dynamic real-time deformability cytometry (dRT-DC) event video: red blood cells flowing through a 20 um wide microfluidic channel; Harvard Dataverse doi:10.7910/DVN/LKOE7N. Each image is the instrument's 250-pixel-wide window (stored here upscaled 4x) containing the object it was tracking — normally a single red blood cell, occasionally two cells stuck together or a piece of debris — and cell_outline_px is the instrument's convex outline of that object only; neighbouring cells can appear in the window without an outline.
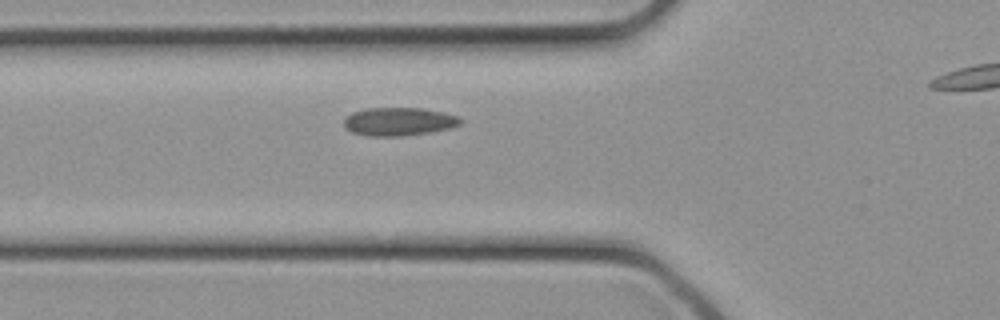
{"species": "common noctule bat (a hibernating species)", "species_latin": "Nyctalus noctula", "temperature_condition": "cold", "stored_images_in_passage": 17, "camera_frame_rate_fps": 3000, "um_per_image_px": 0.085, "animal": {"sex": "female", "body_mass_g": 21.9}, "frame": {"image": 1, "passage_image": 2, "time_ms": 0.333, "image_size_px": [1000, 320], "cell_outline_px": [[464, 120], [460, 124], [452, 128], [404, 136], [368, 136], [352, 132], [344, 128], [344, 120], [352, 112], [364, 108], [420, 108], [444, 112], [456, 116]], "centroid_in_image_um": [33.89, 10.33], "position_along_channel_um": 91.9, "area_um2": 19.25}}
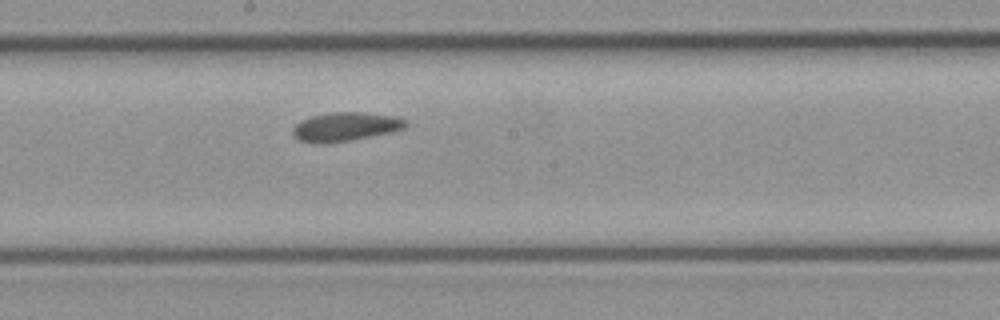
{"frame": {"image": 2, "passage_image": 8, "time_ms": 2.333, "image_size_px": [1000, 320], "cell_outline_px": [[408, 124], [404, 128], [392, 132], [348, 140], [324, 144], [316, 144], [300, 140], [292, 132], [292, 128], [300, 120], [312, 116], [332, 112], [364, 112], [400, 116], [408, 120]], "centroid_in_image_um": [29.41, 10.75], "position_along_channel_um": 218.8, "area_um2": 19.13}}
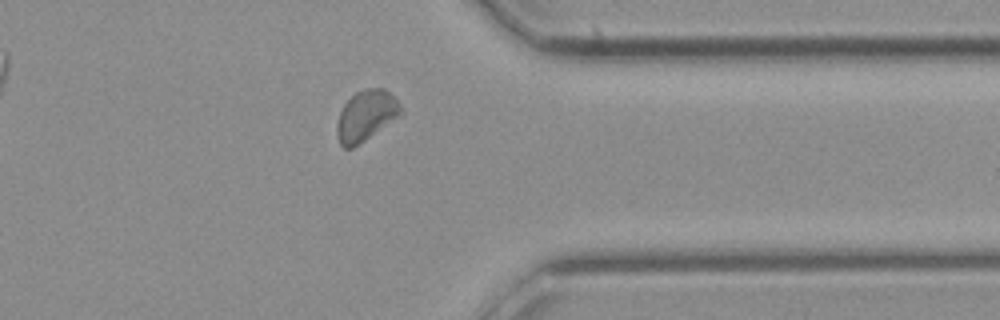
{"frame": {"image": 3, "passage_image": 16, "time_ms": 5.0, "image_size_px": [1000, 320], "cell_outline_px": [[400, 112], [396, 116], [364, 140], [352, 148], [344, 148], [340, 144], [336, 136], [336, 124], [340, 112], [344, 104], [356, 92], [364, 88], [384, 88], [400, 104]], "centroid_in_image_um": [31.03, 9.82], "position_along_channel_um": 380.4, "area_um2": 18.15}}